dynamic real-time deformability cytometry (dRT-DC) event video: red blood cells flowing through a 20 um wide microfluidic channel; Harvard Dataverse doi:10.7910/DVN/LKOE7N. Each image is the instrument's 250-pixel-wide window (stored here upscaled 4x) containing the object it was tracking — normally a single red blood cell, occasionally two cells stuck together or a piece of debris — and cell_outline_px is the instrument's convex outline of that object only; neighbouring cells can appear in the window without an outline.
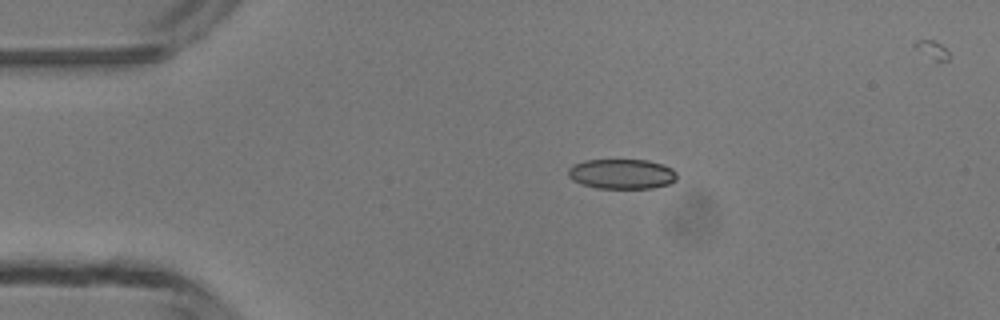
{"species": "common noctule bat (a hibernating species)", "species_latin": "Nyctalus noctula", "temperature_condition": "room temperature", "stored_images_in_passage": 4, "camera_frame_rate_fps": 3000, "um_per_image_px": 0.085, "animal": {"sex": "male", "body_mass_g": 13.3}, "frame": {"image": 1, "passage_image": 2, "time_ms": 2.0, "image_size_px": [1000, 320], "cell_outline_px": [[676, 180], [668, 184], [652, 188], [596, 188], [580, 184], [572, 180], [568, 176], [568, 168], [572, 164], [584, 160], [648, 160], [664, 164], [672, 168], [676, 172]], "centroid_in_image_um": [52.83, 14.78], "position_along_channel_um": 32.2, "area_um2": 19.19}}